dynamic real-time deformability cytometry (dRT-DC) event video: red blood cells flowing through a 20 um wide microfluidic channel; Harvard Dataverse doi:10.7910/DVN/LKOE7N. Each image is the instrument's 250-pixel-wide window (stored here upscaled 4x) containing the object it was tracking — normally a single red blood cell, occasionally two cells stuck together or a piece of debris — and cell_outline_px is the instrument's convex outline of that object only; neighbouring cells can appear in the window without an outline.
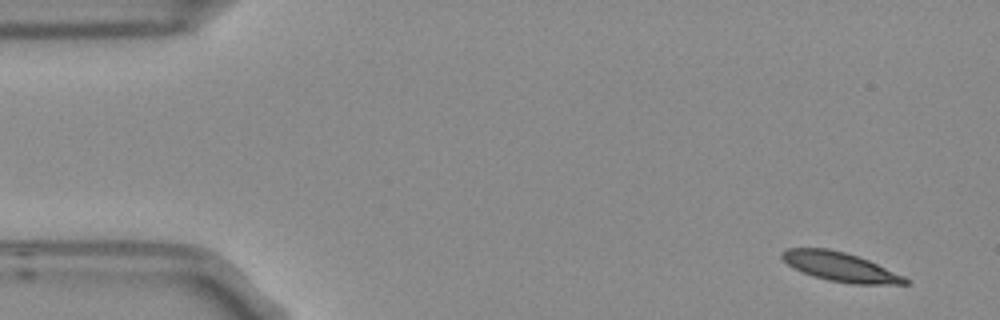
{"species": "Egyptian fruit bat (a non-hibernating species)", "species_latin": "Rousettus aegyptiacus", "temperature_condition": "room temperature", "stored_images_in_passage": 3, "camera_frame_rate_fps": 3000, "um_per_image_px": 0.085, "frame": {"image": 1, "passage_image": 1, "time_ms": 0.0, "image_size_px": [1000, 320], "cell_outline_px": [[908, 284], [852, 284], [828, 280], [812, 276], [792, 268], [780, 256], [780, 252], [788, 248], [828, 248], [844, 252], [868, 260], [904, 276], [908, 280]], "centroid_in_image_um": [71.37, 22.68], "position_along_channel_um": 13.6, "area_um2": 20.81}}